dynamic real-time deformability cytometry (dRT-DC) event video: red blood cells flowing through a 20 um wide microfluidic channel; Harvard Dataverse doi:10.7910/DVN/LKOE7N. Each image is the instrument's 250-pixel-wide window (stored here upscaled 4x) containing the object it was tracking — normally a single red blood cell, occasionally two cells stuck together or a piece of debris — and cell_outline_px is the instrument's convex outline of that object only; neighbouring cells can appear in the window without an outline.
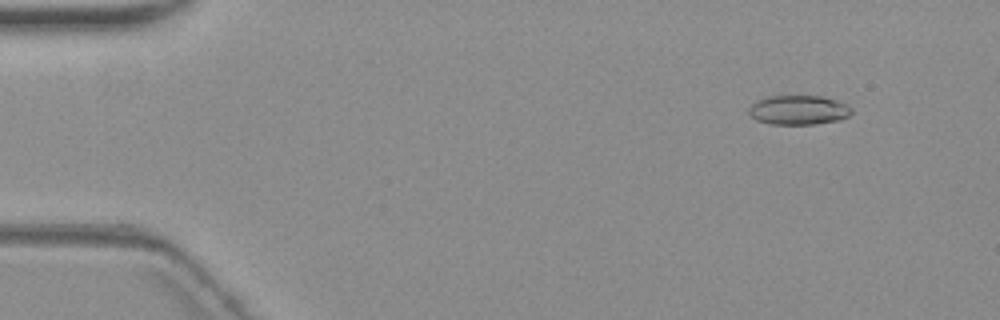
{"species": "common noctule bat (a hibernating species)", "species_latin": "Nyctalus noctula", "temperature_condition": "warm", "stored_images_in_passage": 5, "camera_frame_rate_fps": 3000, "um_per_image_px": 0.085, "animal": {"sex": "female", "body_mass_g": 19.3, "forearm_length_mm": 54.1}, "frame": {"image": 1, "passage_image": 2, "time_ms": 1.0, "image_size_px": [1000, 320], "cell_outline_px": [[852, 112], [848, 116], [836, 120], [812, 124], [772, 124], [756, 120], [748, 112], [748, 108], [756, 100], [764, 96], [824, 96], [848, 104], [852, 108]], "centroid_in_image_um": [67.86, 9.33], "position_along_channel_um": 17.1, "area_um2": 17.63}}
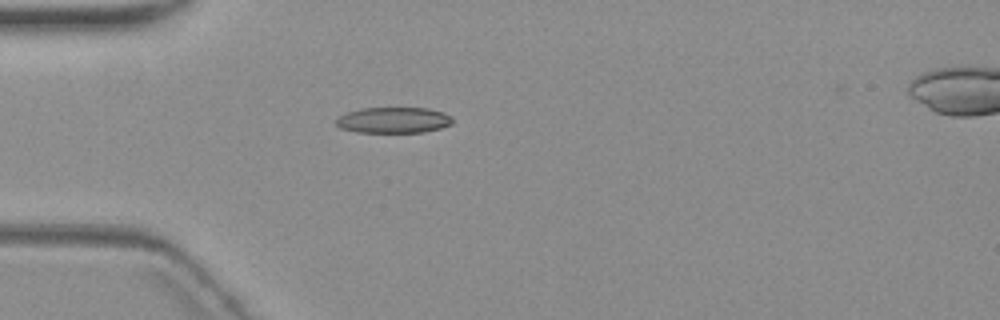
{"frame": {"image": 2, "passage_image": 5, "time_ms": 4.667, "image_size_px": [1000, 320], "cell_outline_px": [[452, 124], [440, 128], [424, 132], [356, 132], [340, 128], [336, 124], [336, 120], [340, 116], [348, 112], [360, 108], [428, 108], [444, 112], [452, 116]], "centroid_in_image_um": [33.47, 10.21], "position_along_channel_um": 51.5, "area_um2": 17.57}}